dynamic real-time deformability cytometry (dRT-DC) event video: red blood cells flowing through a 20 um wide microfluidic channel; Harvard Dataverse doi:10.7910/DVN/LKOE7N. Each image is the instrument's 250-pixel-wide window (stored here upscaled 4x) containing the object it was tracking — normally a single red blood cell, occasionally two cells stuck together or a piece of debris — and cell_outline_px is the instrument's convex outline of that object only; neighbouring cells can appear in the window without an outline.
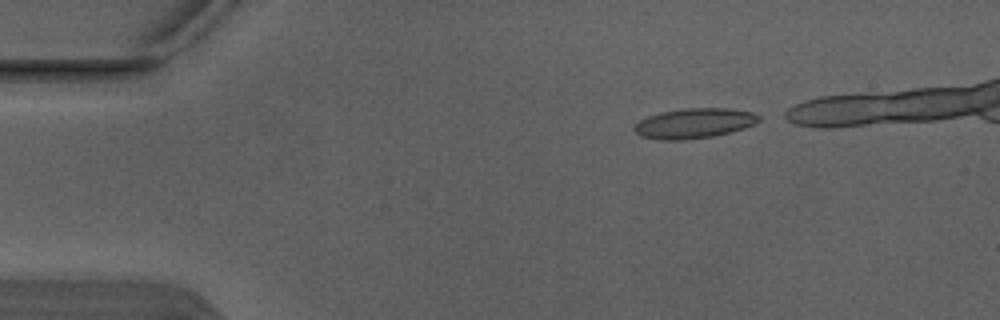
{"species": "Egyptian fruit bat (a non-hibernating species)", "species_latin": "Rousettus aegyptiacus", "temperature_condition": "warm", "stored_images_in_passage": 4, "camera_frame_rate_fps": 3000, "um_per_image_px": 0.085, "animal": {"sex": "male"}, "frame": {"image": 1, "passage_image": 1, "time_ms": 0.0, "image_size_px": [1000, 320], "cell_outline_px": [[760, 120], [756, 124], [744, 128], [712, 136], [684, 140], [660, 140], [640, 136], [632, 128], [640, 120], [648, 116], [660, 112], [688, 108], [728, 108], [752, 112], [760, 116]], "centroid_in_image_um": [59.0, 10.48], "position_along_channel_um": 26.0, "area_um2": 21.73}}